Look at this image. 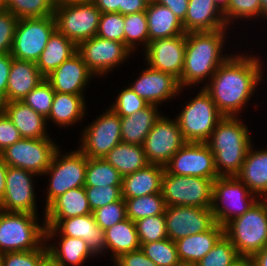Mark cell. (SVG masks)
<instances>
[{
    "instance_id": "6da1fadb",
    "label": "cell",
    "mask_w": 267,
    "mask_h": 266,
    "mask_svg": "<svg viewBox=\"0 0 267 266\" xmlns=\"http://www.w3.org/2000/svg\"><path fill=\"white\" fill-rule=\"evenodd\" d=\"M259 58L229 56L210 78L204 90L211 96L223 116L236 117L251 99L262 78Z\"/></svg>"
},
{
    "instance_id": "7a4b0ae2",
    "label": "cell",
    "mask_w": 267,
    "mask_h": 266,
    "mask_svg": "<svg viewBox=\"0 0 267 266\" xmlns=\"http://www.w3.org/2000/svg\"><path fill=\"white\" fill-rule=\"evenodd\" d=\"M227 29L186 33V48L183 71L179 83L185 86L196 85L213 76L217 68L229 57L221 54ZM185 85V86H184Z\"/></svg>"
},
{
    "instance_id": "3957f363",
    "label": "cell",
    "mask_w": 267,
    "mask_h": 266,
    "mask_svg": "<svg viewBox=\"0 0 267 266\" xmlns=\"http://www.w3.org/2000/svg\"><path fill=\"white\" fill-rule=\"evenodd\" d=\"M238 117L224 116L206 142L219 177L236 176L252 146L248 127Z\"/></svg>"
},
{
    "instance_id": "277c9868",
    "label": "cell",
    "mask_w": 267,
    "mask_h": 266,
    "mask_svg": "<svg viewBox=\"0 0 267 266\" xmlns=\"http://www.w3.org/2000/svg\"><path fill=\"white\" fill-rule=\"evenodd\" d=\"M256 201L243 215L224 226V235L240 257H252L267 246V202Z\"/></svg>"
},
{
    "instance_id": "5b68a950",
    "label": "cell",
    "mask_w": 267,
    "mask_h": 266,
    "mask_svg": "<svg viewBox=\"0 0 267 266\" xmlns=\"http://www.w3.org/2000/svg\"><path fill=\"white\" fill-rule=\"evenodd\" d=\"M37 214L0 210V254L39 249L45 242V224L37 223Z\"/></svg>"
},
{
    "instance_id": "8992f818",
    "label": "cell",
    "mask_w": 267,
    "mask_h": 266,
    "mask_svg": "<svg viewBox=\"0 0 267 266\" xmlns=\"http://www.w3.org/2000/svg\"><path fill=\"white\" fill-rule=\"evenodd\" d=\"M180 113L176 120L186 142L206 143L224 117L204 88Z\"/></svg>"
},
{
    "instance_id": "52a82bcc",
    "label": "cell",
    "mask_w": 267,
    "mask_h": 266,
    "mask_svg": "<svg viewBox=\"0 0 267 266\" xmlns=\"http://www.w3.org/2000/svg\"><path fill=\"white\" fill-rule=\"evenodd\" d=\"M252 194L236 176L216 178L211 207L216 223L224 227L232 219L243 215L259 199Z\"/></svg>"
},
{
    "instance_id": "ba28073f",
    "label": "cell",
    "mask_w": 267,
    "mask_h": 266,
    "mask_svg": "<svg viewBox=\"0 0 267 266\" xmlns=\"http://www.w3.org/2000/svg\"><path fill=\"white\" fill-rule=\"evenodd\" d=\"M161 192L166 206L212 207L213 180L164 171Z\"/></svg>"
},
{
    "instance_id": "9c48e42d",
    "label": "cell",
    "mask_w": 267,
    "mask_h": 266,
    "mask_svg": "<svg viewBox=\"0 0 267 266\" xmlns=\"http://www.w3.org/2000/svg\"><path fill=\"white\" fill-rule=\"evenodd\" d=\"M87 158L80 150L71 151L60 158V149L56 150L51 164L44 172V175H51L46 208L66 191L85 186Z\"/></svg>"
},
{
    "instance_id": "30bf717a",
    "label": "cell",
    "mask_w": 267,
    "mask_h": 266,
    "mask_svg": "<svg viewBox=\"0 0 267 266\" xmlns=\"http://www.w3.org/2000/svg\"><path fill=\"white\" fill-rule=\"evenodd\" d=\"M56 30L55 16L22 18L16 24L11 56L37 62L49 37Z\"/></svg>"
},
{
    "instance_id": "8fae6325",
    "label": "cell",
    "mask_w": 267,
    "mask_h": 266,
    "mask_svg": "<svg viewBox=\"0 0 267 266\" xmlns=\"http://www.w3.org/2000/svg\"><path fill=\"white\" fill-rule=\"evenodd\" d=\"M56 29L76 46L96 36L100 10L93 2L55 5Z\"/></svg>"
},
{
    "instance_id": "7c38bea8",
    "label": "cell",
    "mask_w": 267,
    "mask_h": 266,
    "mask_svg": "<svg viewBox=\"0 0 267 266\" xmlns=\"http://www.w3.org/2000/svg\"><path fill=\"white\" fill-rule=\"evenodd\" d=\"M57 149L50 138H21L3 150L0 156L8 166L31 171L37 176L47 170Z\"/></svg>"
},
{
    "instance_id": "4fadbf2b",
    "label": "cell",
    "mask_w": 267,
    "mask_h": 266,
    "mask_svg": "<svg viewBox=\"0 0 267 266\" xmlns=\"http://www.w3.org/2000/svg\"><path fill=\"white\" fill-rule=\"evenodd\" d=\"M172 175L197 176L215 180L214 154L207 143L186 142L164 166Z\"/></svg>"
},
{
    "instance_id": "5bb4252c",
    "label": "cell",
    "mask_w": 267,
    "mask_h": 266,
    "mask_svg": "<svg viewBox=\"0 0 267 266\" xmlns=\"http://www.w3.org/2000/svg\"><path fill=\"white\" fill-rule=\"evenodd\" d=\"M84 127L79 150L88 158H104L121 140L120 116L111 108Z\"/></svg>"
},
{
    "instance_id": "9a60e30c",
    "label": "cell",
    "mask_w": 267,
    "mask_h": 266,
    "mask_svg": "<svg viewBox=\"0 0 267 266\" xmlns=\"http://www.w3.org/2000/svg\"><path fill=\"white\" fill-rule=\"evenodd\" d=\"M185 143L177 120L162 115L145 138L143 148L149 164L165 166Z\"/></svg>"
},
{
    "instance_id": "2e32d148",
    "label": "cell",
    "mask_w": 267,
    "mask_h": 266,
    "mask_svg": "<svg viewBox=\"0 0 267 266\" xmlns=\"http://www.w3.org/2000/svg\"><path fill=\"white\" fill-rule=\"evenodd\" d=\"M77 52L83 58L88 69L94 75H105L130 55L131 50L114 40L94 36L77 46ZM126 58V59H125Z\"/></svg>"
},
{
    "instance_id": "e0dca14e",
    "label": "cell",
    "mask_w": 267,
    "mask_h": 266,
    "mask_svg": "<svg viewBox=\"0 0 267 266\" xmlns=\"http://www.w3.org/2000/svg\"><path fill=\"white\" fill-rule=\"evenodd\" d=\"M164 214L168 238L174 242L208 231L216 224L211 208L166 206Z\"/></svg>"
},
{
    "instance_id": "ac0fdd59",
    "label": "cell",
    "mask_w": 267,
    "mask_h": 266,
    "mask_svg": "<svg viewBox=\"0 0 267 266\" xmlns=\"http://www.w3.org/2000/svg\"><path fill=\"white\" fill-rule=\"evenodd\" d=\"M34 175L35 173L22 168L7 167L6 188L0 210L36 214L34 184L31 181Z\"/></svg>"
},
{
    "instance_id": "d6986e66",
    "label": "cell",
    "mask_w": 267,
    "mask_h": 266,
    "mask_svg": "<svg viewBox=\"0 0 267 266\" xmlns=\"http://www.w3.org/2000/svg\"><path fill=\"white\" fill-rule=\"evenodd\" d=\"M186 33L176 37L156 39L145 49L148 65L180 79L183 71Z\"/></svg>"
},
{
    "instance_id": "ffe728a7",
    "label": "cell",
    "mask_w": 267,
    "mask_h": 266,
    "mask_svg": "<svg viewBox=\"0 0 267 266\" xmlns=\"http://www.w3.org/2000/svg\"><path fill=\"white\" fill-rule=\"evenodd\" d=\"M60 230L61 236L81 238L93 255L106 250L105 230L95 221L93 213L59 220L53 227H46L45 241Z\"/></svg>"
},
{
    "instance_id": "44dd1931",
    "label": "cell",
    "mask_w": 267,
    "mask_h": 266,
    "mask_svg": "<svg viewBox=\"0 0 267 266\" xmlns=\"http://www.w3.org/2000/svg\"><path fill=\"white\" fill-rule=\"evenodd\" d=\"M129 87L149 104L157 106L177 95L182 89L179 79L174 75L150 66Z\"/></svg>"
},
{
    "instance_id": "7402d4cb",
    "label": "cell",
    "mask_w": 267,
    "mask_h": 266,
    "mask_svg": "<svg viewBox=\"0 0 267 266\" xmlns=\"http://www.w3.org/2000/svg\"><path fill=\"white\" fill-rule=\"evenodd\" d=\"M92 76L94 74L88 69L81 55L76 52L45 79L55 92L83 95V89Z\"/></svg>"
},
{
    "instance_id": "603a6c76",
    "label": "cell",
    "mask_w": 267,
    "mask_h": 266,
    "mask_svg": "<svg viewBox=\"0 0 267 266\" xmlns=\"http://www.w3.org/2000/svg\"><path fill=\"white\" fill-rule=\"evenodd\" d=\"M85 187L74 188L57 197L45 208L44 224L53 227L59 220L91 214Z\"/></svg>"
},
{
    "instance_id": "cb8c5ba5",
    "label": "cell",
    "mask_w": 267,
    "mask_h": 266,
    "mask_svg": "<svg viewBox=\"0 0 267 266\" xmlns=\"http://www.w3.org/2000/svg\"><path fill=\"white\" fill-rule=\"evenodd\" d=\"M182 23L185 33L216 31L228 27L223 13L213 0H189L187 14Z\"/></svg>"
},
{
    "instance_id": "d4e9b609",
    "label": "cell",
    "mask_w": 267,
    "mask_h": 266,
    "mask_svg": "<svg viewBox=\"0 0 267 266\" xmlns=\"http://www.w3.org/2000/svg\"><path fill=\"white\" fill-rule=\"evenodd\" d=\"M44 79L35 62L13 58L6 88V102L21 101Z\"/></svg>"
},
{
    "instance_id": "484cf974",
    "label": "cell",
    "mask_w": 267,
    "mask_h": 266,
    "mask_svg": "<svg viewBox=\"0 0 267 266\" xmlns=\"http://www.w3.org/2000/svg\"><path fill=\"white\" fill-rule=\"evenodd\" d=\"M18 129L22 138H50L46 135V118L22 101L6 102L3 111Z\"/></svg>"
},
{
    "instance_id": "4316f807",
    "label": "cell",
    "mask_w": 267,
    "mask_h": 266,
    "mask_svg": "<svg viewBox=\"0 0 267 266\" xmlns=\"http://www.w3.org/2000/svg\"><path fill=\"white\" fill-rule=\"evenodd\" d=\"M165 167L148 164L145 168L123 176L122 198H134L154 193H162V176Z\"/></svg>"
},
{
    "instance_id": "83f0119b",
    "label": "cell",
    "mask_w": 267,
    "mask_h": 266,
    "mask_svg": "<svg viewBox=\"0 0 267 266\" xmlns=\"http://www.w3.org/2000/svg\"><path fill=\"white\" fill-rule=\"evenodd\" d=\"M224 235V227L216 223L210 230L175 241L181 263L196 264Z\"/></svg>"
},
{
    "instance_id": "f1b7e54d",
    "label": "cell",
    "mask_w": 267,
    "mask_h": 266,
    "mask_svg": "<svg viewBox=\"0 0 267 266\" xmlns=\"http://www.w3.org/2000/svg\"><path fill=\"white\" fill-rule=\"evenodd\" d=\"M145 14L149 42L156 39L176 37L185 33L182 21L164 5L157 3L147 4Z\"/></svg>"
},
{
    "instance_id": "f546056e",
    "label": "cell",
    "mask_w": 267,
    "mask_h": 266,
    "mask_svg": "<svg viewBox=\"0 0 267 266\" xmlns=\"http://www.w3.org/2000/svg\"><path fill=\"white\" fill-rule=\"evenodd\" d=\"M236 177L259 198L267 195V150L256 151L250 146ZM259 196V197H258Z\"/></svg>"
},
{
    "instance_id": "4dcf8cb0",
    "label": "cell",
    "mask_w": 267,
    "mask_h": 266,
    "mask_svg": "<svg viewBox=\"0 0 267 266\" xmlns=\"http://www.w3.org/2000/svg\"><path fill=\"white\" fill-rule=\"evenodd\" d=\"M157 110V105L149 104L131 116L120 117L122 142L143 145L148 133L161 117Z\"/></svg>"
},
{
    "instance_id": "1f68e13d",
    "label": "cell",
    "mask_w": 267,
    "mask_h": 266,
    "mask_svg": "<svg viewBox=\"0 0 267 266\" xmlns=\"http://www.w3.org/2000/svg\"><path fill=\"white\" fill-rule=\"evenodd\" d=\"M76 52L77 46L56 29L36 62L37 68L44 77H47Z\"/></svg>"
},
{
    "instance_id": "d6a6232c",
    "label": "cell",
    "mask_w": 267,
    "mask_h": 266,
    "mask_svg": "<svg viewBox=\"0 0 267 266\" xmlns=\"http://www.w3.org/2000/svg\"><path fill=\"white\" fill-rule=\"evenodd\" d=\"M104 159L122 176L145 168L149 163L143 145L120 142L112 148Z\"/></svg>"
},
{
    "instance_id": "836d02e7",
    "label": "cell",
    "mask_w": 267,
    "mask_h": 266,
    "mask_svg": "<svg viewBox=\"0 0 267 266\" xmlns=\"http://www.w3.org/2000/svg\"><path fill=\"white\" fill-rule=\"evenodd\" d=\"M106 249H110L113 259L140 249L136 224L129 218L105 230Z\"/></svg>"
},
{
    "instance_id": "e575fe53",
    "label": "cell",
    "mask_w": 267,
    "mask_h": 266,
    "mask_svg": "<svg viewBox=\"0 0 267 266\" xmlns=\"http://www.w3.org/2000/svg\"><path fill=\"white\" fill-rule=\"evenodd\" d=\"M84 95H75L55 92L51 111L46 121L52 120L59 126L74 125L84 118L85 98Z\"/></svg>"
},
{
    "instance_id": "d590c367",
    "label": "cell",
    "mask_w": 267,
    "mask_h": 266,
    "mask_svg": "<svg viewBox=\"0 0 267 266\" xmlns=\"http://www.w3.org/2000/svg\"><path fill=\"white\" fill-rule=\"evenodd\" d=\"M58 246L48 245V257L61 266H80L88 257L94 256L81 238L61 236Z\"/></svg>"
},
{
    "instance_id": "8d00e7d4",
    "label": "cell",
    "mask_w": 267,
    "mask_h": 266,
    "mask_svg": "<svg viewBox=\"0 0 267 266\" xmlns=\"http://www.w3.org/2000/svg\"><path fill=\"white\" fill-rule=\"evenodd\" d=\"M123 176L104 158H87L85 186H122Z\"/></svg>"
},
{
    "instance_id": "74e56055",
    "label": "cell",
    "mask_w": 267,
    "mask_h": 266,
    "mask_svg": "<svg viewBox=\"0 0 267 266\" xmlns=\"http://www.w3.org/2000/svg\"><path fill=\"white\" fill-rule=\"evenodd\" d=\"M125 203L127 218L133 222L141 218L164 214L166 209L162 193L127 198Z\"/></svg>"
},
{
    "instance_id": "f35d334b",
    "label": "cell",
    "mask_w": 267,
    "mask_h": 266,
    "mask_svg": "<svg viewBox=\"0 0 267 266\" xmlns=\"http://www.w3.org/2000/svg\"><path fill=\"white\" fill-rule=\"evenodd\" d=\"M5 10L18 19L43 18L54 15V0H4Z\"/></svg>"
},
{
    "instance_id": "ab89813d",
    "label": "cell",
    "mask_w": 267,
    "mask_h": 266,
    "mask_svg": "<svg viewBox=\"0 0 267 266\" xmlns=\"http://www.w3.org/2000/svg\"><path fill=\"white\" fill-rule=\"evenodd\" d=\"M140 244L142 252L157 266H179L181 264L176 244L170 238Z\"/></svg>"
},
{
    "instance_id": "60d3db41",
    "label": "cell",
    "mask_w": 267,
    "mask_h": 266,
    "mask_svg": "<svg viewBox=\"0 0 267 266\" xmlns=\"http://www.w3.org/2000/svg\"><path fill=\"white\" fill-rule=\"evenodd\" d=\"M136 41L143 44L144 49L149 44V33L145 11L124 15V43L134 51Z\"/></svg>"
},
{
    "instance_id": "b9f144b4",
    "label": "cell",
    "mask_w": 267,
    "mask_h": 266,
    "mask_svg": "<svg viewBox=\"0 0 267 266\" xmlns=\"http://www.w3.org/2000/svg\"><path fill=\"white\" fill-rule=\"evenodd\" d=\"M240 256L231 241L223 235L214 247L196 263L197 266H231Z\"/></svg>"
},
{
    "instance_id": "7bdbcfd3",
    "label": "cell",
    "mask_w": 267,
    "mask_h": 266,
    "mask_svg": "<svg viewBox=\"0 0 267 266\" xmlns=\"http://www.w3.org/2000/svg\"><path fill=\"white\" fill-rule=\"evenodd\" d=\"M55 91L50 83L44 79L33 88L21 101L34 109L44 118L49 116Z\"/></svg>"
},
{
    "instance_id": "ee69618b",
    "label": "cell",
    "mask_w": 267,
    "mask_h": 266,
    "mask_svg": "<svg viewBox=\"0 0 267 266\" xmlns=\"http://www.w3.org/2000/svg\"><path fill=\"white\" fill-rule=\"evenodd\" d=\"M140 243H149L168 238L165 214L149 216L135 221Z\"/></svg>"
},
{
    "instance_id": "f6af8a7d",
    "label": "cell",
    "mask_w": 267,
    "mask_h": 266,
    "mask_svg": "<svg viewBox=\"0 0 267 266\" xmlns=\"http://www.w3.org/2000/svg\"><path fill=\"white\" fill-rule=\"evenodd\" d=\"M44 243L39 249L1 254L2 266H41L48 258V249Z\"/></svg>"
},
{
    "instance_id": "bcb514c9",
    "label": "cell",
    "mask_w": 267,
    "mask_h": 266,
    "mask_svg": "<svg viewBox=\"0 0 267 266\" xmlns=\"http://www.w3.org/2000/svg\"><path fill=\"white\" fill-rule=\"evenodd\" d=\"M96 223L103 230H106L116 223L127 219L125 199L109 203L92 212Z\"/></svg>"
},
{
    "instance_id": "7dc6e473",
    "label": "cell",
    "mask_w": 267,
    "mask_h": 266,
    "mask_svg": "<svg viewBox=\"0 0 267 266\" xmlns=\"http://www.w3.org/2000/svg\"><path fill=\"white\" fill-rule=\"evenodd\" d=\"M96 36L124 43V15L101 13Z\"/></svg>"
},
{
    "instance_id": "c3c4849f",
    "label": "cell",
    "mask_w": 267,
    "mask_h": 266,
    "mask_svg": "<svg viewBox=\"0 0 267 266\" xmlns=\"http://www.w3.org/2000/svg\"><path fill=\"white\" fill-rule=\"evenodd\" d=\"M91 211L122 199V186H84Z\"/></svg>"
},
{
    "instance_id": "681fc988",
    "label": "cell",
    "mask_w": 267,
    "mask_h": 266,
    "mask_svg": "<svg viewBox=\"0 0 267 266\" xmlns=\"http://www.w3.org/2000/svg\"><path fill=\"white\" fill-rule=\"evenodd\" d=\"M116 100L110 108L120 117L131 116L149 105L147 101L139 97L130 87L123 89Z\"/></svg>"
},
{
    "instance_id": "f907efd6",
    "label": "cell",
    "mask_w": 267,
    "mask_h": 266,
    "mask_svg": "<svg viewBox=\"0 0 267 266\" xmlns=\"http://www.w3.org/2000/svg\"><path fill=\"white\" fill-rule=\"evenodd\" d=\"M223 15L227 26L231 24V20H235V18L250 19V17L254 16L260 17V0H229L228 9L223 13Z\"/></svg>"
},
{
    "instance_id": "816d5d0a",
    "label": "cell",
    "mask_w": 267,
    "mask_h": 266,
    "mask_svg": "<svg viewBox=\"0 0 267 266\" xmlns=\"http://www.w3.org/2000/svg\"><path fill=\"white\" fill-rule=\"evenodd\" d=\"M18 18L5 10L0 14V54L11 53Z\"/></svg>"
},
{
    "instance_id": "f5cc1de1",
    "label": "cell",
    "mask_w": 267,
    "mask_h": 266,
    "mask_svg": "<svg viewBox=\"0 0 267 266\" xmlns=\"http://www.w3.org/2000/svg\"><path fill=\"white\" fill-rule=\"evenodd\" d=\"M22 137L8 116L0 113V153Z\"/></svg>"
},
{
    "instance_id": "db71d44e",
    "label": "cell",
    "mask_w": 267,
    "mask_h": 266,
    "mask_svg": "<svg viewBox=\"0 0 267 266\" xmlns=\"http://www.w3.org/2000/svg\"><path fill=\"white\" fill-rule=\"evenodd\" d=\"M113 261L116 266H157L141 249L122 254Z\"/></svg>"
},
{
    "instance_id": "11a10c76",
    "label": "cell",
    "mask_w": 267,
    "mask_h": 266,
    "mask_svg": "<svg viewBox=\"0 0 267 266\" xmlns=\"http://www.w3.org/2000/svg\"><path fill=\"white\" fill-rule=\"evenodd\" d=\"M13 57L10 53L0 54V93L5 97Z\"/></svg>"
},
{
    "instance_id": "9f6ffc18",
    "label": "cell",
    "mask_w": 267,
    "mask_h": 266,
    "mask_svg": "<svg viewBox=\"0 0 267 266\" xmlns=\"http://www.w3.org/2000/svg\"><path fill=\"white\" fill-rule=\"evenodd\" d=\"M155 3L166 6L177 18H179L182 22L184 21L187 14L189 0H156Z\"/></svg>"
},
{
    "instance_id": "6f0895ef",
    "label": "cell",
    "mask_w": 267,
    "mask_h": 266,
    "mask_svg": "<svg viewBox=\"0 0 267 266\" xmlns=\"http://www.w3.org/2000/svg\"><path fill=\"white\" fill-rule=\"evenodd\" d=\"M147 3L144 0H121L119 5V13L128 15L146 10Z\"/></svg>"
},
{
    "instance_id": "680465c9",
    "label": "cell",
    "mask_w": 267,
    "mask_h": 266,
    "mask_svg": "<svg viewBox=\"0 0 267 266\" xmlns=\"http://www.w3.org/2000/svg\"><path fill=\"white\" fill-rule=\"evenodd\" d=\"M92 2L101 13H119V5H121V0H93Z\"/></svg>"
},
{
    "instance_id": "91938a15",
    "label": "cell",
    "mask_w": 267,
    "mask_h": 266,
    "mask_svg": "<svg viewBox=\"0 0 267 266\" xmlns=\"http://www.w3.org/2000/svg\"><path fill=\"white\" fill-rule=\"evenodd\" d=\"M8 165L3 161L0 156V203L3 201L4 193H5V180H6V172Z\"/></svg>"
},
{
    "instance_id": "94428289",
    "label": "cell",
    "mask_w": 267,
    "mask_h": 266,
    "mask_svg": "<svg viewBox=\"0 0 267 266\" xmlns=\"http://www.w3.org/2000/svg\"><path fill=\"white\" fill-rule=\"evenodd\" d=\"M251 260L253 266H267V246L256 252Z\"/></svg>"
},
{
    "instance_id": "6125c7cd",
    "label": "cell",
    "mask_w": 267,
    "mask_h": 266,
    "mask_svg": "<svg viewBox=\"0 0 267 266\" xmlns=\"http://www.w3.org/2000/svg\"><path fill=\"white\" fill-rule=\"evenodd\" d=\"M231 266H253L250 257H240Z\"/></svg>"
},
{
    "instance_id": "be15d7a7",
    "label": "cell",
    "mask_w": 267,
    "mask_h": 266,
    "mask_svg": "<svg viewBox=\"0 0 267 266\" xmlns=\"http://www.w3.org/2000/svg\"><path fill=\"white\" fill-rule=\"evenodd\" d=\"M93 0H54L55 5H66V4H80L92 2Z\"/></svg>"
},
{
    "instance_id": "e7e4bbea",
    "label": "cell",
    "mask_w": 267,
    "mask_h": 266,
    "mask_svg": "<svg viewBox=\"0 0 267 266\" xmlns=\"http://www.w3.org/2000/svg\"><path fill=\"white\" fill-rule=\"evenodd\" d=\"M213 2L222 13L228 9L229 0H213Z\"/></svg>"
},
{
    "instance_id": "03108f58",
    "label": "cell",
    "mask_w": 267,
    "mask_h": 266,
    "mask_svg": "<svg viewBox=\"0 0 267 266\" xmlns=\"http://www.w3.org/2000/svg\"><path fill=\"white\" fill-rule=\"evenodd\" d=\"M260 5L262 17H267V0H260Z\"/></svg>"
},
{
    "instance_id": "003e7915",
    "label": "cell",
    "mask_w": 267,
    "mask_h": 266,
    "mask_svg": "<svg viewBox=\"0 0 267 266\" xmlns=\"http://www.w3.org/2000/svg\"><path fill=\"white\" fill-rule=\"evenodd\" d=\"M6 105L5 97L0 93V113L4 111Z\"/></svg>"
},
{
    "instance_id": "a7ac6f4b",
    "label": "cell",
    "mask_w": 267,
    "mask_h": 266,
    "mask_svg": "<svg viewBox=\"0 0 267 266\" xmlns=\"http://www.w3.org/2000/svg\"><path fill=\"white\" fill-rule=\"evenodd\" d=\"M41 266H61L53 262L49 257L43 262Z\"/></svg>"
},
{
    "instance_id": "89a4df30",
    "label": "cell",
    "mask_w": 267,
    "mask_h": 266,
    "mask_svg": "<svg viewBox=\"0 0 267 266\" xmlns=\"http://www.w3.org/2000/svg\"><path fill=\"white\" fill-rule=\"evenodd\" d=\"M5 11L4 0H0V14Z\"/></svg>"
},
{
    "instance_id": "2644e50d",
    "label": "cell",
    "mask_w": 267,
    "mask_h": 266,
    "mask_svg": "<svg viewBox=\"0 0 267 266\" xmlns=\"http://www.w3.org/2000/svg\"><path fill=\"white\" fill-rule=\"evenodd\" d=\"M179 266H197L196 264H184V263H181Z\"/></svg>"
},
{
    "instance_id": "8c879c8a",
    "label": "cell",
    "mask_w": 267,
    "mask_h": 266,
    "mask_svg": "<svg viewBox=\"0 0 267 266\" xmlns=\"http://www.w3.org/2000/svg\"><path fill=\"white\" fill-rule=\"evenodd\" d=\"M147 4L155 3L156 0H144Z\"/></svg>"
},
{
    "instance_id": "753ad0ef",
    "label": "cell",
    "mask_w": 267,
    "mask_h": 266,
    "mask_svg": "<svg viewBox=\"0 0 267 266\" xmlns=\"http://www.w3.org/2000/svg\"><path fill=\"white\" fill-rule=\"evenodd\" d=\"M0 266H2V258H1V254H0Z\"/></svg>"
}]
</instances>
